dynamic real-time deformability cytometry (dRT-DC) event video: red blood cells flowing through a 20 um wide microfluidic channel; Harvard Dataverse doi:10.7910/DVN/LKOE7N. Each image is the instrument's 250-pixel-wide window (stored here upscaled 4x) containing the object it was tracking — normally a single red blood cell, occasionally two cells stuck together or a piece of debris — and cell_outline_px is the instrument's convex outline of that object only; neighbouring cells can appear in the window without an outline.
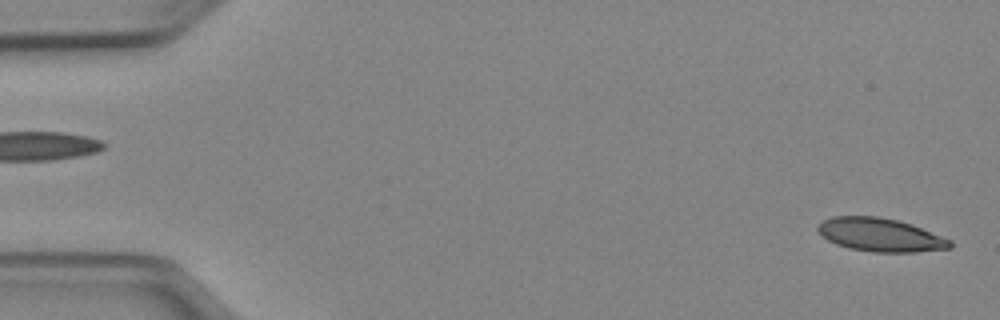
{"species": "Egyptian fruit bat (a non-hibernating species)", "species_latin": "Rousettus aegyptiacus", "temperature_condition": "cold", "stored_images_in_passage": 50, "camera_frame_rate_fps": 3000, "um_per_image_px": 0.085, "animal": {"sex": "female"}, "frame": {"image": 1, "passage_image": 1, "time_ms": 0.0, "image_size_px": [1000, 320], "cell_outline_px": [[952, 248], [916, 252], [872, 252], [848, 248], [836, 244], [828, 240], [816, 228], [824, 220], [832, 216], [880, 216], [912, 224], [952, 240]], "centroid_in_image_um": [74.86, 19.96], "position_along_channel_um": 10.1, "area_um2": 25.72}}
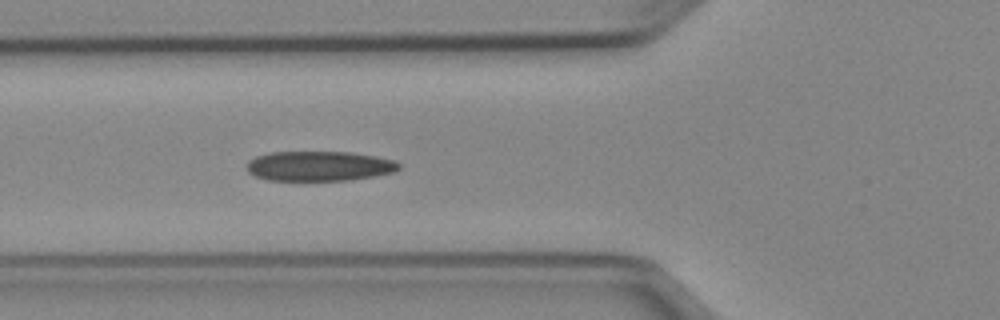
{"frame": {"image": 2, "passage_image": 18, "time_ms": 5.667, "image_size_px": [1000, 320], "cell_outline_px": [[400, 168], [396, 172], [348, 180], [268, 180], [256, 176], [248, 172], [248, 160], [256, 156], [272, 152], [352, 152], [376, 156], [396, 160], [400, 164]], "centroid_in_image_um": [27.17, 14.11], "position_along_channel_um": 98.6, "area_um2": 26.47}}
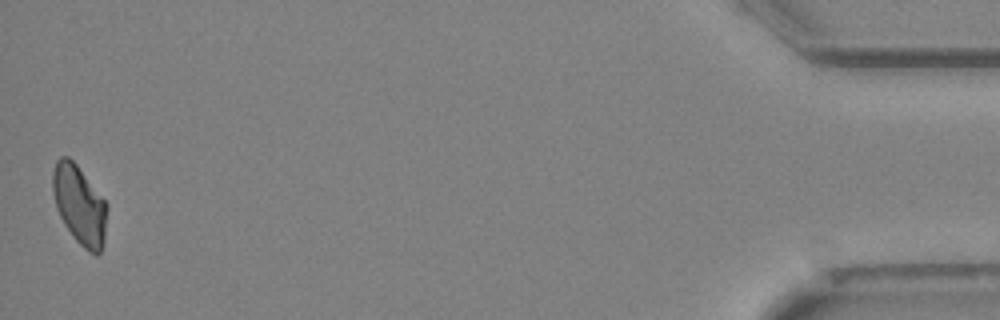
{"frame": {"image": 3, "passage_image": 50, "time_ms": 16.333, "image_size_px": [1000, 320], "cell_outline_px": [[108, 208], [104, 240], [100, 252], [96, 256], [88, 252], [72, 236], [64, 224], [56, 208], [52, 192], [52, 172], [56, 160], [60, 156], [68, 156], [76, 164], [108, 204]], "centroid_in_image_um": [6.75, 17.42], "position_along_channel_um": 428.5, "area_um2": 25.2}, "authors_computed_cell_mechanics": {"area_um2": 26.3568, "velocity_mm_per_s": 3.9427, "shape_relaxation_time_tau1_ms": 9.273, "shape_relaxation_time_tau2_ms": 5.4754, "deformation_change_tau1": 0.1959, "deformation_change_tau2": 0.1329}}